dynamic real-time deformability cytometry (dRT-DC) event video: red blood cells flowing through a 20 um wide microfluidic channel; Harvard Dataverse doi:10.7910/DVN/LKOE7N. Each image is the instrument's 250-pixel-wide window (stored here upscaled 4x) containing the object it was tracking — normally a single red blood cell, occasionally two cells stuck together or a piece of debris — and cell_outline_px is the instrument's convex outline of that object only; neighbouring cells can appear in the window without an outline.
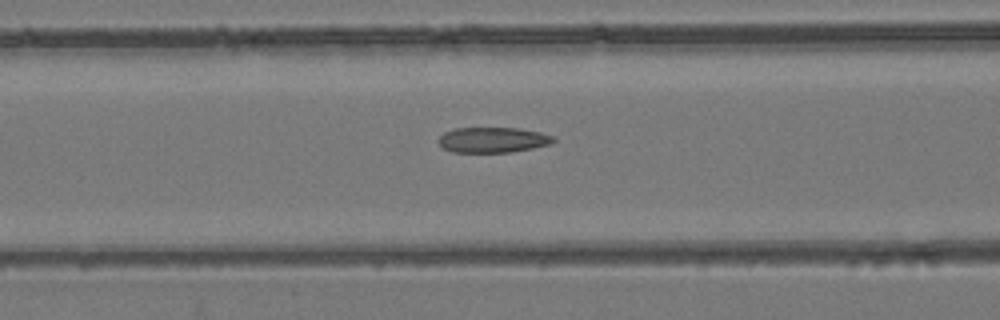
{"species": "common noctule bat (a hibernating species)", "species_latin": "Nyctalus noctula", "temperature_condition": "room temperature", "stored_images_in_passage": 4, "camera_frame_rate_fps": 3000, "um_per_image_px": 0.085, "animal": {"sex": "female", "body_mass_g": 24.6, "forearm_length_mm": 56.2}, "frame": {"image": 1, "passage_image": 3, "time_ms": 0.667, "image_size_px": [1000, 320], "cell_outline_px": [[556, 140], [552, 144], [512, 152], [452, 152], [444, 148], [436, 140], [444, 132], [456, 128], [516, 128], [540, 132], [552, 136]], "centroid_in_image_um": [41.88, 11.89], "position_along_channel_um": 124.7, "area_um2": 16.99}}